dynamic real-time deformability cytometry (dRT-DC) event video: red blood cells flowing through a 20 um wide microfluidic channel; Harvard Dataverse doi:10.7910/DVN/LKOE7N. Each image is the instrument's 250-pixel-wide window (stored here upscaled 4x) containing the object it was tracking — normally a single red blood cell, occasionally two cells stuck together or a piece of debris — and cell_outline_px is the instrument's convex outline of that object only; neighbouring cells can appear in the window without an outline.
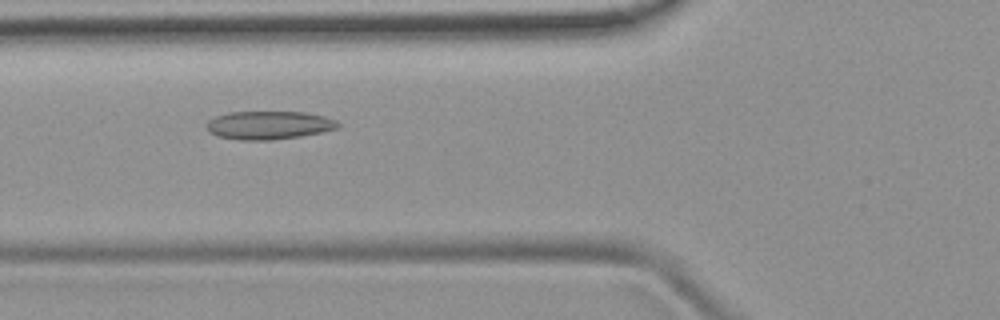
{"species": "common noctule bat (a hibernating species)", "species_latin": "Nyctalus noctula", "temperature_condition": "room temperature", "stored_images_in_passage": 40, "camera_frame_rate_fps": 3000, "um_per_image_px": 0.085, "animal": {"sex": "female", "body_mass_g": 19.9}, "frame": {"image": 1, "passage_image": 8, "time_ms": 2.333, "image_size_px": [1000, 320], "cell_outline_px": [[340, 128], [300, 136], [272, 140], [240, 140], [216, 136], [208, 132], [204, 124], [208, 120], [216, 116], [228, 112], [304, 112], [324, 116], [336, 120], [340, 124]], "centroid_in_image_um": [22.81, 10.64], "position_along_channel_um": 103.0, "area_um2": 21.85}}
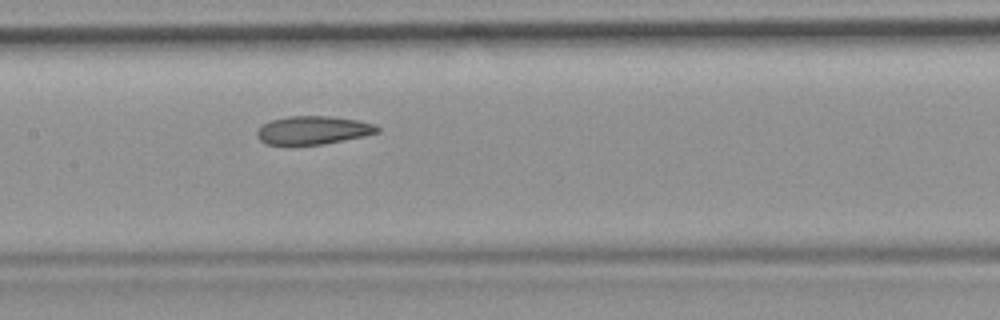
{"frame": {"image": 2, "passage_image": 14, "time_ms": 4.333, "image_size_px": [1000, 320], "cell_outline_px": [[380, 132], [364, 136], [324, 144], [268, 144], [260, 140], [256, 136], [256, 132], [264, 124], [272, 120], [288, 116], [332, 116], [356, 120], [376, 124], [380, 128]], "centroid_in_image_um": [26.66, 11.06], "position_along_channel_um": 180.7, "area_um2": 19.71}}
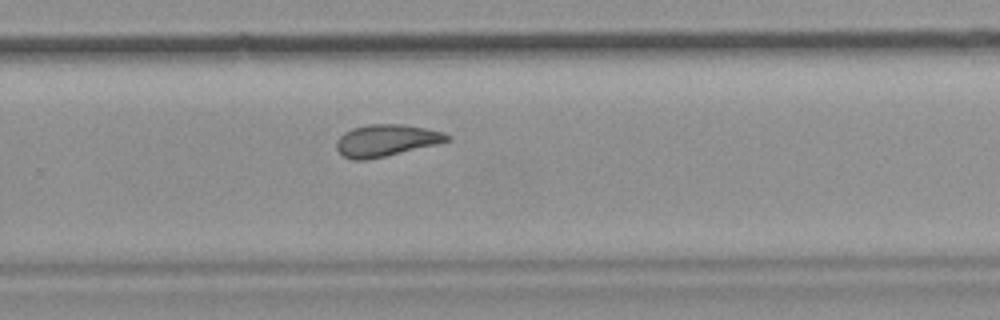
{"frame": {"image": 3, "passage_image": 23, "time_ms": 7.333, "image_size_px": [1000, 320], "cell_outline_px": [[452, 136], [448, 140], [436, 144], [368, 160], [352, 160], [344, 156], [336, 148], [336, 140], [344, 132], [352, 128], [368, 124], [404, 124], [444, 132]], "centroid_in_image_um": [32.79, 11.93], "position_along_channel_um": 297.0, "area_um2": 20.46}, "authors_computed_cell_mechanics": {"area_um2": 21.0681, "velocity_mm_per_s": 3.8937, "shape_relaxation_time_tau1_ms": null, "shape_relaxation_time_tau2_ms": 2.5526, "deformation_change_tau1": null, "deformation_change_tau2": 0.0854}}